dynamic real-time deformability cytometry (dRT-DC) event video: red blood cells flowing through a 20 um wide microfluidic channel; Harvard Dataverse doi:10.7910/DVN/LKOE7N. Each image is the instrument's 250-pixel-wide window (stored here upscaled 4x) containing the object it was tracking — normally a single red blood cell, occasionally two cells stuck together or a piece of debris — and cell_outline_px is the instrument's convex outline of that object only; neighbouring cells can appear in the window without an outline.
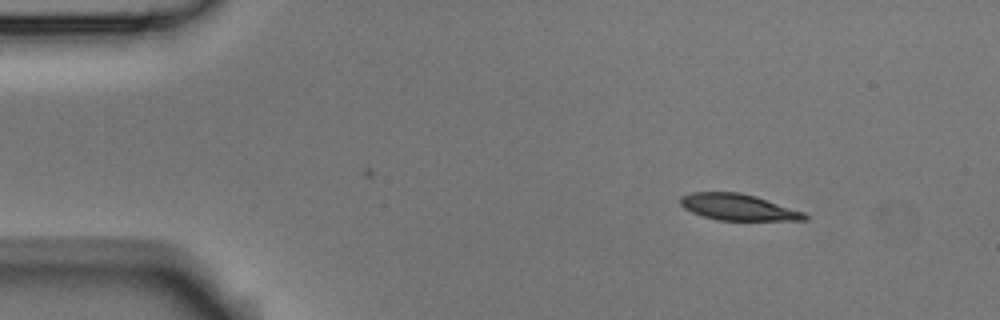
{"species": "Egyptian fruit bat (a non-hibernating species)", "species_latin": "Rousettus aegyptiacus", "temperature_condition": "room temperature", "stored_images_in_passage": 6, "camera_frame_rate_fps": 3000, "um_per_image_px": 0.085, "animal": {"sex": "male"}, "frame": {"image": 1, "passage_image": 1, "time_ms": 0.0, "image_size_px": [1000, 320], "cell_outline_px": [[808, 220], [716, 220], [692, 212], [684, 208], [680, 204], [680, 196], [692, 192], [740, 192], [756, 196], [804, 212], [808, 216]], "centroid_in_image_um": [62.73, 17.6], "position_along_channel_um": 22.3, "area_um2": 19.02}}
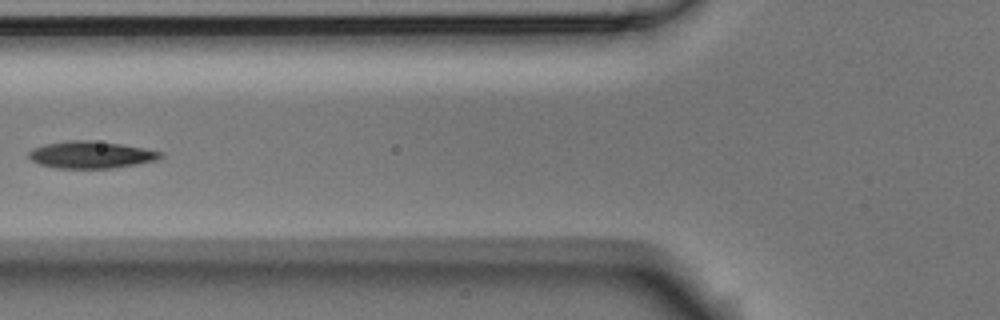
{"frame": {"image": 2, "passage_image": 5, "time_ms": 1.333, "image_size_px": [1000, 320], "cell_outline_px": [[164, 156], [156, 160], [136, 164], [112, 168], [56, 168], [40, 164], [32, 160], [28, 156], [28, 152], [32, 148], [44, 144], [68, 140], [92, 140], [120, 144], [144, 148], [164, 152]], "centroid_in_image_um": [7.73, 13.15], "position_along_channel_um": 118.1, "area_um2": 20.81}}
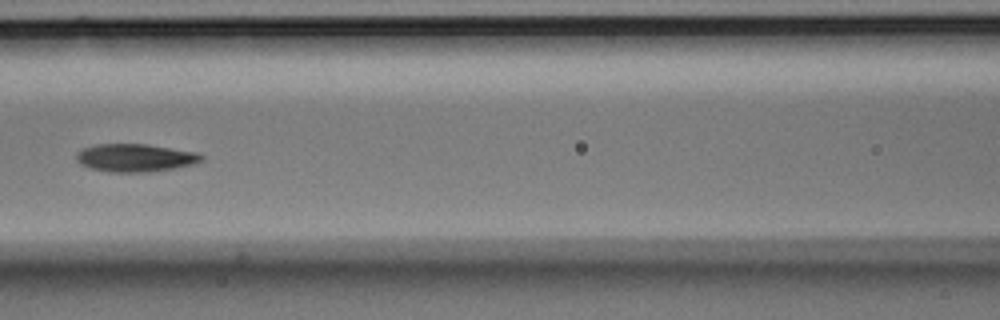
{"frame": {"image": 3, "passage_image": 6, "time_ms": 1.667, "image_size_px": [1000, 320], "cell_outline_px": [[204, 160], [192, 164], [176, 168], [152, 172], [108, 172], [92, 168], [80, 164], [76, 160], [76, 152], [84, 148], [96, 144], [148, 144], [196, 152], [204, 156]], "centroid_in_image_um": [11.5, 13.41], "position_along_channel_um": 155.1, "area_um2": 20.46}}